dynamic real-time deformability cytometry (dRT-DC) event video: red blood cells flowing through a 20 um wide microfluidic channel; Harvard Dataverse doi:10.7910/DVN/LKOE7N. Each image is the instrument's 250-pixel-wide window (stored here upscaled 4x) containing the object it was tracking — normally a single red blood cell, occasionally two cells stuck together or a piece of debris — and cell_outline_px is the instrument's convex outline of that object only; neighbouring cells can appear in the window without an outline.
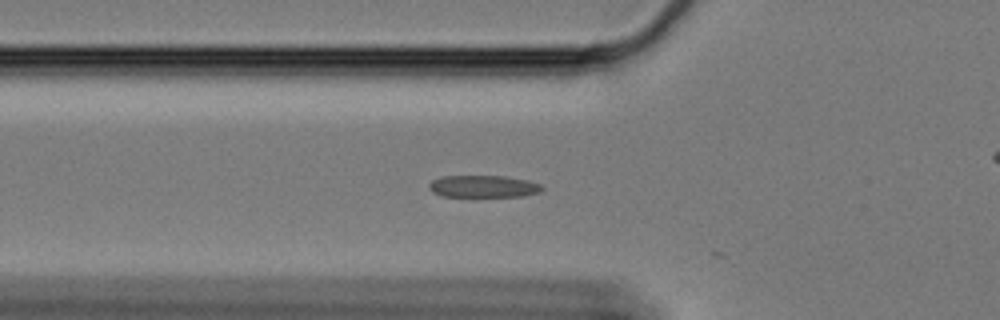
{"species": "Egyptian fruit bat (a non-hibernating species)", "species_latin": "Rousettus aegyptiacus", "temperature_condition": "cold", "stored_images_in_passage": 18, "camera_frame_rate_fps": 3000, "um_per_image_px": 0.085, "animal": {"sex": "female"}, "frame": {"image": 1, "passage_image": 2, "time_ms": 0.333, "image_size_px": [1000, 320], "cell_outline_px": [[544, 188], [540, 192], [524, 196], [444, 196], [432, 192], [428, 188], [428, 184], [432, 180], [444, 176], [504, 176], [528, 180], [540, 184]], "centroid_in_image_um": [41.09, 15.84], "position_along_channel_um": 84.7, "area_um2": 14.51}}
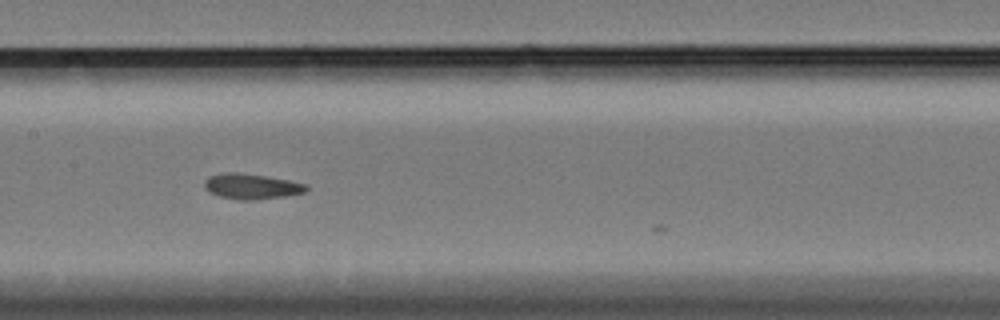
{"frame": {"image": 2, "passage_image": 11, "time_ms": 3.333, "image_size_px": [1000, 320], "cell_outline_px": [[308, 188], [304, 192], [284, 196], [252, 200], [240, 200], [220, 196], [208, 192], [204, 188], [204, 180], [208, 176], [228, 172], [236, 172], [264, 176], [288, 180], [304, 184]], "centroid_in_image_um": [21.31, 15.84], "position_along_channel_um": 186.1, "area_um2": 14.85}}
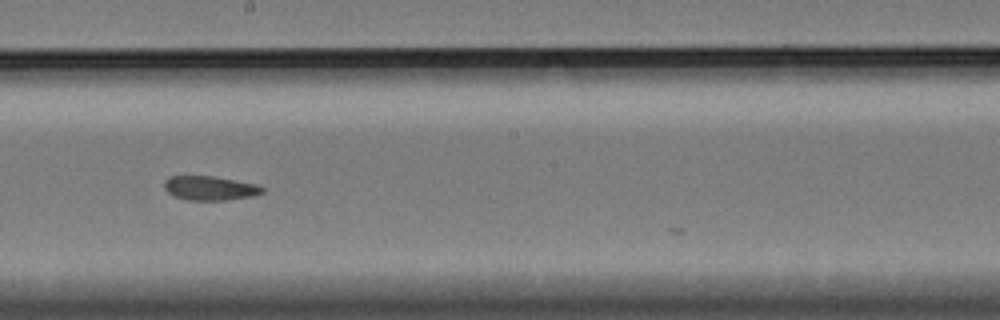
{"frame": {"image": 3, "passage_image": 15, "time_ms": 4.667, "image_size_px": [1000, 320], "cell_outline_px": [[264, 192], [256, 196], [228, 200], [188, 200], [172, 196], [164, 188], [164, 180], [172, 176], [212, 176], [256, 184], [264, 188]], "centroid_in_image_um": [17.85, 16.0], "position_along_channel_um": 230.3, "area_um2": 13.93}}